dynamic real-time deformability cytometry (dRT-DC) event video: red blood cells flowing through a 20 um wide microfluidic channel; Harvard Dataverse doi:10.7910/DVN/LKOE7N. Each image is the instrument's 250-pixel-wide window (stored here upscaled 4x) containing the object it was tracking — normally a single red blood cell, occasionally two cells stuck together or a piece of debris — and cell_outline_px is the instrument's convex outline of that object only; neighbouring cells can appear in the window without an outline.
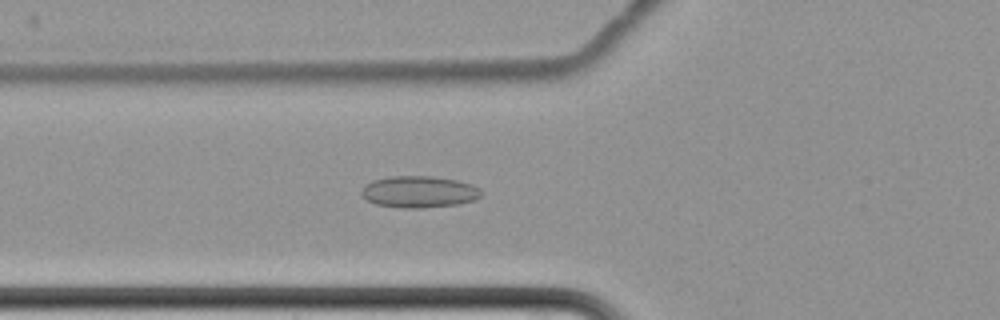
{"species": "common noctule bat (a hibernating species)", "species_latin": "Nyctalus noctula", "temperature_condition": "cold", "stored_images_in_passage": 7, "camera_frame_rate_fps": 3000, "um_per_image_px": 0.085, "animal": {"sex": "female", "body_mass_g": 22.7, "forearm_length_mm": 54.2}, "frame": {"image": 1, "passage_image": 7, "time_ms": 8.333, "image_size_px": [1000, 320], "cell_outline_px": [[480, 196], [472, 200], [460, 204], [424, 208], [400, 208], [376, 204], [360, 196], [360, 192], [372, 180], [388, 176], [432, 176], [456, 180], [472, 184], [480, 188]], "centroid_in_image_um": [35.6, 16.31], "position_along_channel_um": 90.2, "area_um2": 22.14}}